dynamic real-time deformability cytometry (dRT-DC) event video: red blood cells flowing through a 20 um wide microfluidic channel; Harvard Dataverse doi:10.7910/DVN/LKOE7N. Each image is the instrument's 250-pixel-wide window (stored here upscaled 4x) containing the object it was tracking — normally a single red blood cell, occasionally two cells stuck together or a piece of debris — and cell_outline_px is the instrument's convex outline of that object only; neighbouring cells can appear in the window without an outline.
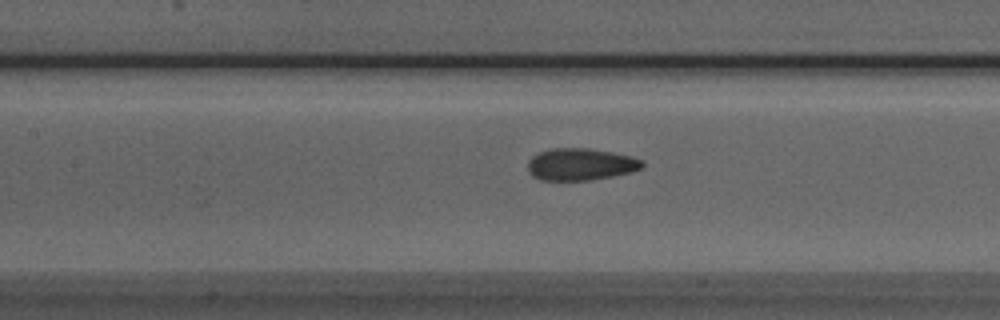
{"species": "Egyptian fruit bat (a non-hibernating species)", "species_latin": "Rousettus aegyptiacus", "temperature_condition": "room temperature", "stored_images_in_passage": 37, "camera_frame_rate_fps": 3000, "um_per_image_px": 0.085, "animal": {"sex": "male"}, "frame": {"image": 1, "passage_image": 8, "time_ms": 2.333, "image_size_px": [1000, 320], "cell_outline_px": [[644, 168], [632, 172], [592, 180], [540, 180], [532, 176], [528, 172], [528, 160], [532, 156], [540, 152], [552, 148], [588, 148], [612, 152], [632, 156], [644, 160]], "centroid_in_image_um": [49.38, 13.97], "position_along_channel_um": 158.0, "area_um2": 21.62}}
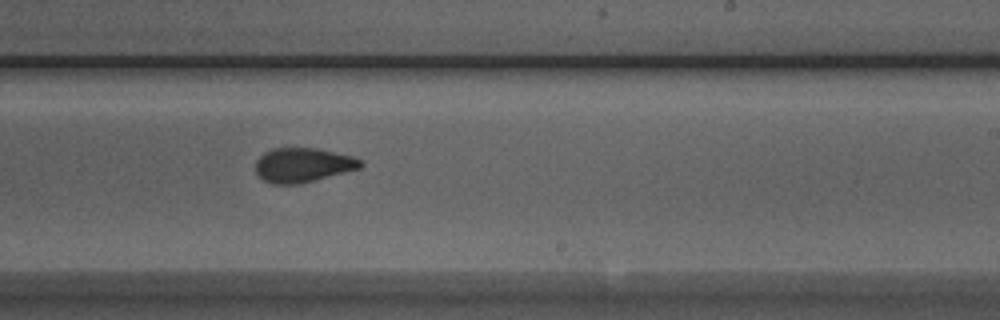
{"frame": {"image": 2, "passage_image": 16, "time_ms": 5.0, "image_size_px": [1000, 320], "cell_outline_px": [[364, 164], [360, 168], [300, 184], [272, 184], [264, 180], [256, 172], [256, 160], [264, 152], [272, 148], [316, 148], [352, 156], [360, 160]], "centroid_in_image_um": [25.73, 14.03], "position_along_channel_um": 263.3, "area_um2": 20.92}}
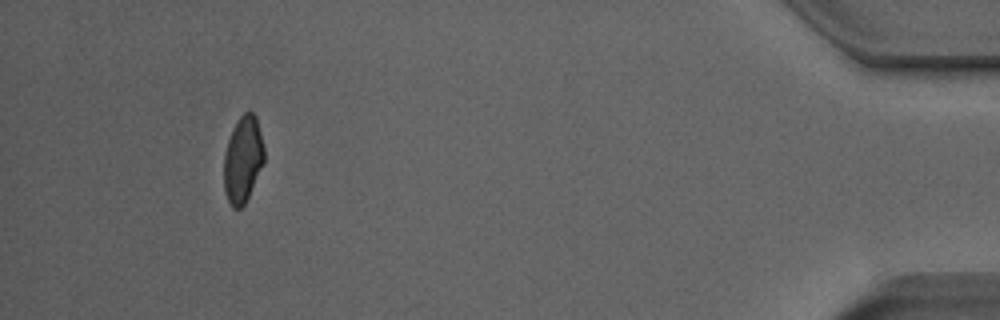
{"frame": {"image": 3, "passage_image": 33, "time_ms": 10.667, "image_size_px": [1000, 320], "cell_outline_px": [[264, 164], [244, 204], [240, 208], [232, 208], [224, 192], [224, 152], [228, 140], [236, 120], [244, 112], [252, 112], [256, 116], [264, 148]], "centroid_in_image_um": [20.64, 13.55], "position_along_channel_um": 414.6, "area_um2": 20.29}, "authors_computed_cell_mechanics": {"area_um2": 20.9814, "velocity_mm_per_s": 3.9635, "shape_relaxation_time_tau1_ms": 6.5686, "shape_relaxation_time_tau2_ms": 1.4536, "deformation_change_tau1": 0.1717, "deformation_change_tau2": 0.0768}}